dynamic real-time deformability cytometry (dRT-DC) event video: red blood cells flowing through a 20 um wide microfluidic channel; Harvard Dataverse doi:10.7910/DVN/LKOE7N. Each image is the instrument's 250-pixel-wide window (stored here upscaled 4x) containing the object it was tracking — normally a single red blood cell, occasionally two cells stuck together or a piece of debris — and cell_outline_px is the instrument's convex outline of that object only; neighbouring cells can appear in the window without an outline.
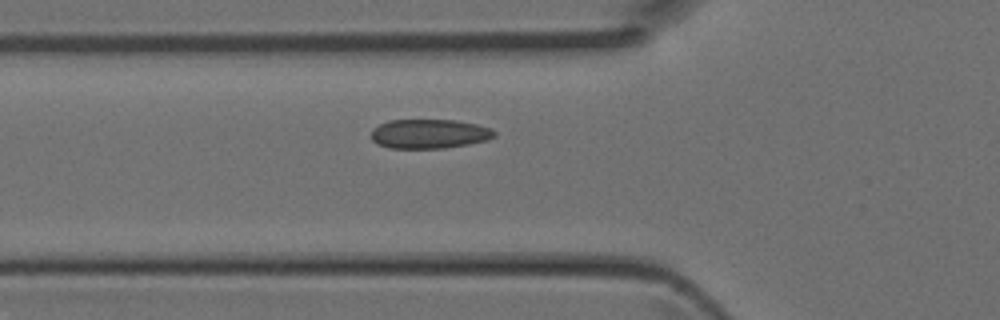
{"species": "Egyptian fruit bat (a non-hibernating species)", "species_latin": "Rousettus aegyptiacus", "temperature_condition": "room temperature", "stored_images_in_passage": 30, "camera_frame_rate_fps": 3000, "um_per_image_px": 0.085, "animal": {"sex": "female"}, "frame": {"image": 1, "passage_image": 3, "time_ms": 0.667, "image_size_px": [1000, 320], "cell_outline_px": [[496, 136], [488, 140], [468, 144], [444, 148], [388, 148], [376, 144], [372, 140], [372, 128], [388, 120], [456, 120], [476, 124], [492, 128], [496, 132]], "centroid_in_image_um": [36.49, 11.37], "position_along_channel_um": 89.3, "area_um2": 21.21}}
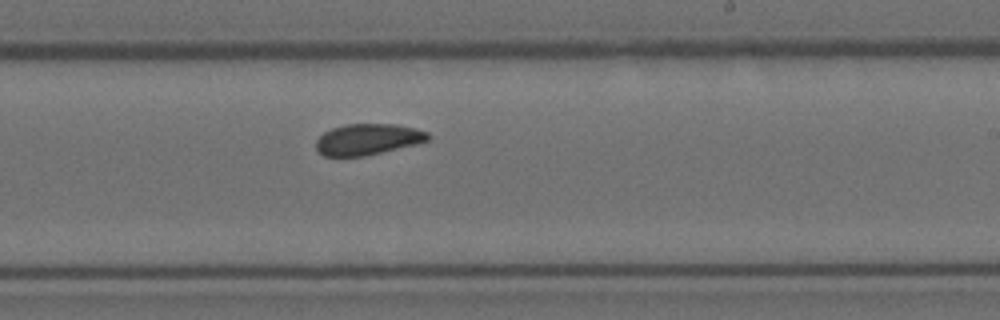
{"frame": {"image": 2, "passage_image": 14, "time_ms": 4.333, "image_size_px": [1000, 320], "cell_outline_px": [[432, 136], [428, 140], [416, 144], [364, 156], [324, 156], [316, 148], [316, 140], [324, 132], [332, 128], [344, 124], [396, 124], [416, 128], [428, 132]], "centroid_in_image_um": [31.28, 11.83], "position_along_channel_um": 257.7, "area_um2": 20.29}}
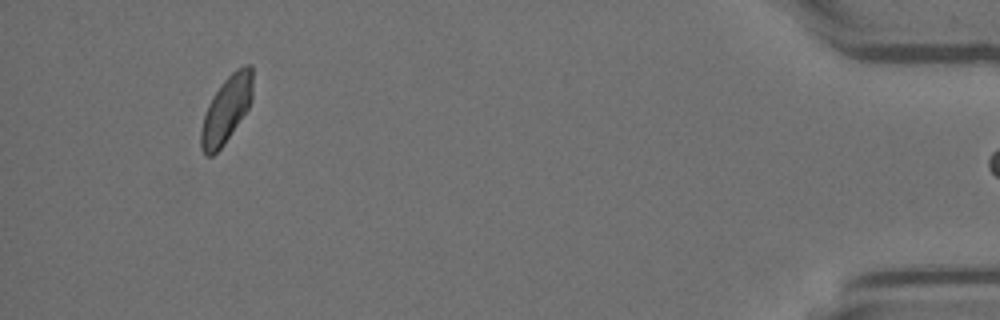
{"frame": {"image": 3, "passage_image": 29, "time_ms": 9.333, "image_size_px": [1000, 320], "cell_outline_px": [[252, 100], [248, 108], [224, 144], [212, 156], [204, 156], [200, 148], [200, 132], [204, 116], [208, 104], [212, 96], [220, 84], [236, 68], [244, 64], [252, 64]], "centroid_in_image_um": [19.23, 9.29], "position_along_channel_um": 416.0, "area_um2": 20.11}}